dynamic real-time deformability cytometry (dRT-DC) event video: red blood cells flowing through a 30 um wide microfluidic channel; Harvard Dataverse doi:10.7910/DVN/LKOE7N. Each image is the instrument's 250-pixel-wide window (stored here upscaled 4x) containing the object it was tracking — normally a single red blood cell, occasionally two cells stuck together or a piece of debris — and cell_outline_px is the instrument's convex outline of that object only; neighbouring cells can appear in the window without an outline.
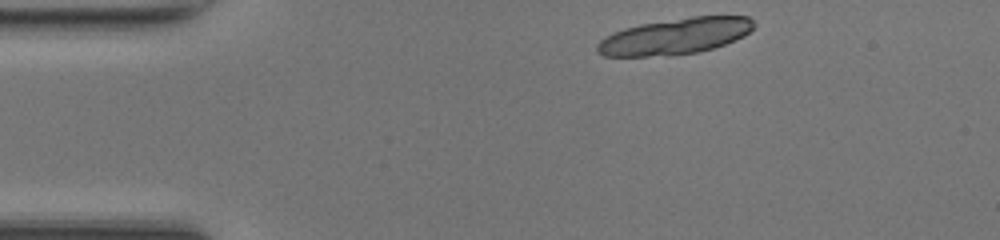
{"species": "common noctule bat (a hibernating species)", "species_latin": "Nyctalus noctula", "temperature_condition": "room temperature", "stored_images_in_passage": 12, "camera_frame_rate_fps": 3000, "um_per_image_px": 0.085, "animal": {"sex": "female", "body_mass_g": 17.0, "forearm_length_mm": 48.0}, "frame": {"image": 1, "passage_image": 1, "time_ms": 0.0, "image_size_px": [1000, 240], "cell_outline_px": [[756, 24], [744, 36], [724, 44], [712, 48], [696, 52], [668, 56], [604, 56], [596, 52], [596, 44], [600, 40], [612, 32], [624, 28], [640, 24], [692, 16], [748, 16]], "centroid_in_image_um": [57.35, 3.08], "position_along_channel_um": 27.7, "area_um2": 33.0}}